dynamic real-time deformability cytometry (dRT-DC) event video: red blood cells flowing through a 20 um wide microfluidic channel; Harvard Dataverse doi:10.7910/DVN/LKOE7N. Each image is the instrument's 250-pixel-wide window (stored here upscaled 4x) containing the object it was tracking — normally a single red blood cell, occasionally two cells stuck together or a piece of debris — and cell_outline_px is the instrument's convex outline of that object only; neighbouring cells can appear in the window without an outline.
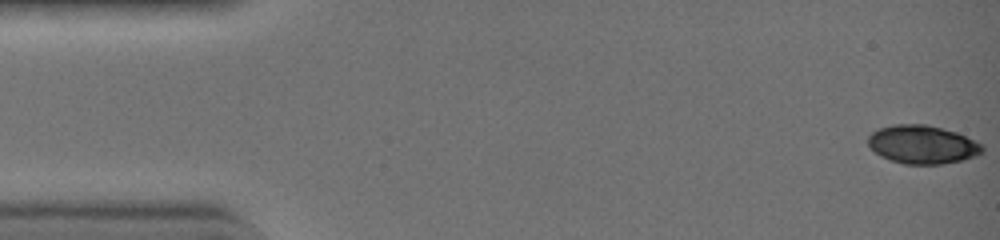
{"species": "common noctule bat (a hibernating species)", "species_latin": "Nyctalus noctula", "temperature_condition": "warm", "stored_images_in_passage": 27, "camera_frame_rate_fps": 3000, "um_per_image_px": 0.085, "animal": {"sex": "female", "body_mass_g": 19.0, "forearm_length_mm": 51.5}, "frame": {"image": 1, "passage_image": 1, "time_ms": 0.0, "image_size_px": [1000, 240], "cell_outline_px": [[984, 148], [980, 152], [972, 156], [960, 160], [940, 164], [908, 164], [892, 160], [876, 152], [868, 144], [868, 136], [872, 132], [880, 128], [896, 124], [924, 124], [956, 132], [980, 144]], "centroid_in_image_um": [78.37, 12.27], "position_along_channel_um": 6.6, "area_um2": 24.8}}
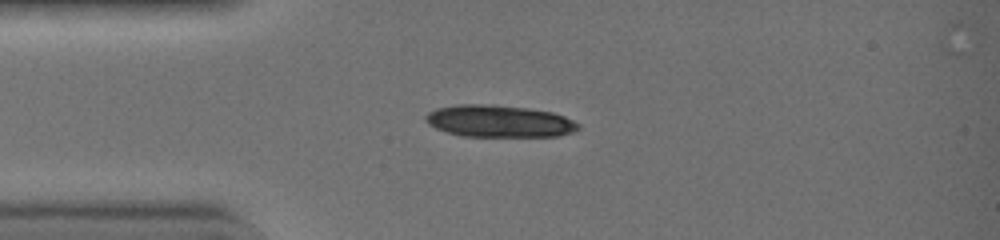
{"frame": {"image": 2, "passage_image": 11, "time_ms": 3.333, "image_size_px": [1000, 240], "cell_outline_px": [[576, 128], [568, 132], [556, 136], [468, 136], [448, 132], [436, 128], [428, 124], [428, 116], [432, 112], [440, 108], [460, 104], [492, 104], [524, 108], [552, 112], [564, 116], [576, 124]], "centroid_in_image_um": [42.41, 10.29], "position_along_channel_um": 42.6, "area_um2": 27.46}}